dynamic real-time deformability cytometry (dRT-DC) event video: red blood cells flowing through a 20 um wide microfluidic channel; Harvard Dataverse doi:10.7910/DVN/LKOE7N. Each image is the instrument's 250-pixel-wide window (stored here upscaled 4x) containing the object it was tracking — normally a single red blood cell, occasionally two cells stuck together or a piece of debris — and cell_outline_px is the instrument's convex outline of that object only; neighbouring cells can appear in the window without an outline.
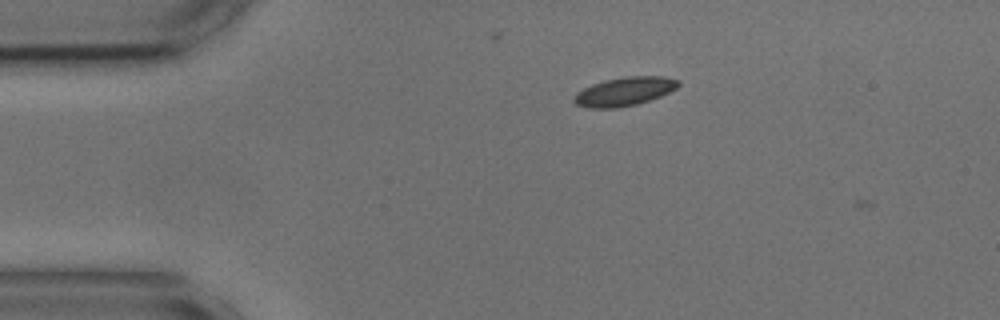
{"species": "common noctule bat (a hibernating species)", "species_latin": "Nyctalus noctula", "temperature_condition": "cold", "stored_images_in_passage": 5, "camera_frame_rate_fps": 3000, "um_per_image_px": 0.085, "animal": {"sex": "male", "body_mass_g": 17.9, "forearm_length_mm": 54.2}, "frame": {"image": 1, "passage_image": 1, "time_ms": 0.0, "image_size_px": [1000, 320], "cell_outline_px": [[680, 84], [676, 88], [660, 96], [636, 104], [616, 108], [588, 108], [576, 104], [572, 100], [576, 92], [592, 84], [604, 80], [624, 76], [664, 76], [680, 80]], "centroid_in_image_um": [53.06, 7.76], "position_along_channel_um": 31.9, "area_um2": 17.46}}